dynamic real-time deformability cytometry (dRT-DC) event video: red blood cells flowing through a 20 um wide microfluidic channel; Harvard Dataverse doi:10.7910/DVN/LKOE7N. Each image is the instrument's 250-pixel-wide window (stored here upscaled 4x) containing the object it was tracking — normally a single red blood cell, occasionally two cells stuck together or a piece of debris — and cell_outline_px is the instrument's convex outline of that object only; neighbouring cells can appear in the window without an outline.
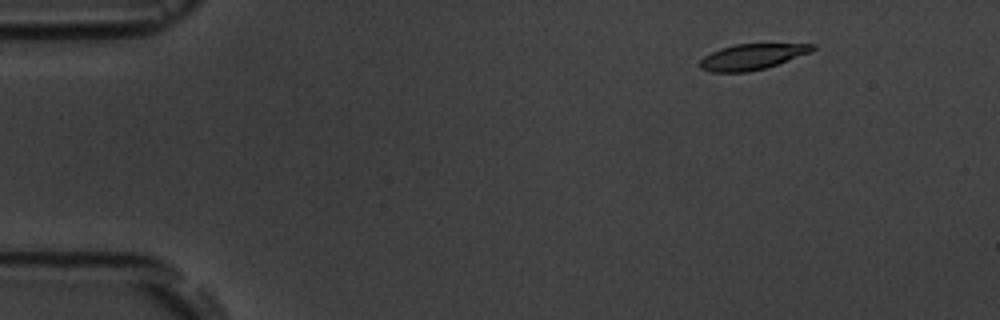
{"species": "common noctule bat (a hibernating species)", "species_latin": "Nyctalus noctula", "temperature_condition": "room temperature", "stored_images_in_passage": 6, "segment_of_instrument_passage": [2, 2], "camera_frame_rate_fps": 3000, "um_per_image_px": 0.085, "animal": {"sex": "male", "body_mass_g": 19.5, "forearm_length_mm": 54.6}, "frame": {"image": 1, "passage_image": 6, "time_ms": 7.667, "image_size_px": [1000, 320], "cell_outline_px": [[816, 48], [812, 52], [764, 68], [748, 72], [712, 72], [700, 68], [700, 60], [704, 56], [720, 48], [736, 44], [816, 44]], "centroid_in_image_um": [63.92, 4.82], "position_along_channel_um": 21.1, "area_um2": 16.7}}